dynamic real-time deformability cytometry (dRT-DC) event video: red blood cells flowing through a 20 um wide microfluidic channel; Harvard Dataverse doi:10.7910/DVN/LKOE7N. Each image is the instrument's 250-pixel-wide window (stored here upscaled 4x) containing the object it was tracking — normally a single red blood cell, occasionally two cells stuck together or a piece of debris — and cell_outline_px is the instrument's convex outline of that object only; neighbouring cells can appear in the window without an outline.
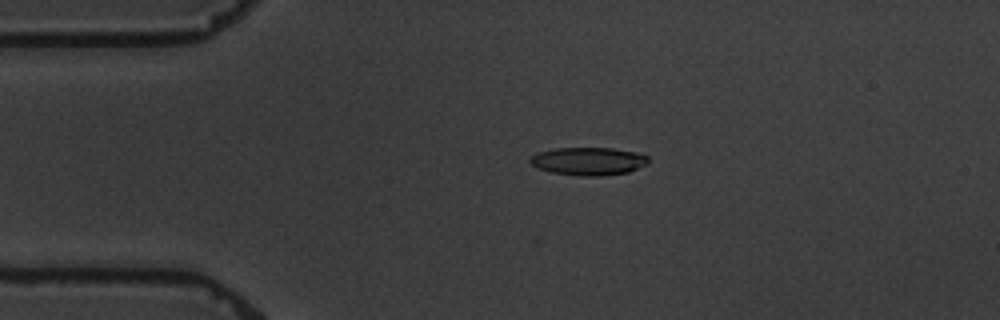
{"species": "common noctule bat (a hibernating species)", "species_latin": "Nyctalus noctula", "temperature_condition": "warm", "stored_images_in_passage": 5, "camera_frame_rate_fps": 3000, "um_per_image_px": 0.085, "animal": {"sex": "male", "body_mass_g": 19.5, "forearm_length_mm": 54.6}, "frame": {"image": 1, "passage_image": 4, "time_ms": 3.333, "image_size_px": [1000, 320], "cell_outline_px": [[648, 164], [628, 172], [600, 176], [580, 176], [552, 172], [540, 168], [532, 164], [528, 160], [536, 152], [556, 148], [612, 148], [636, 152], [648, 156]], "centroid_in_image_um": [50.03, 13.7], "position_along_channel_um": 35.0, "area_um2": 19.19}}